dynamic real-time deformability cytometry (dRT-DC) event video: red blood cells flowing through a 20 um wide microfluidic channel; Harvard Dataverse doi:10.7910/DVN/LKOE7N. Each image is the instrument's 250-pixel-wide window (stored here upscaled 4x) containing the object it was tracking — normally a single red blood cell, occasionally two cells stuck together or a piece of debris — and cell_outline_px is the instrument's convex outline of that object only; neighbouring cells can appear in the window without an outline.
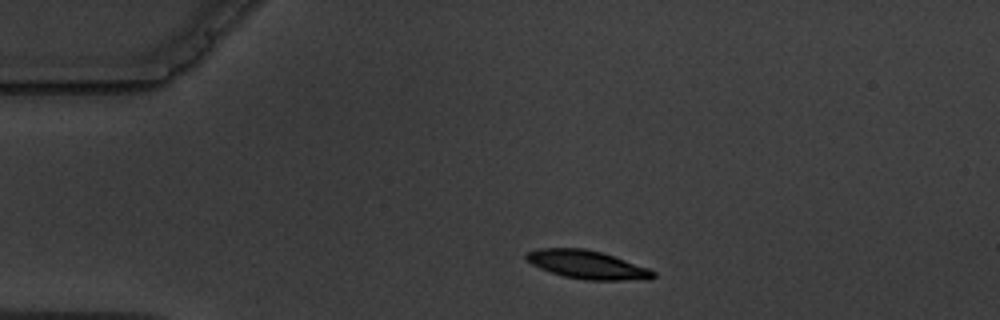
{"species": "common noctule bat (a hibernating species)", "species_latin": "Nyctalus noctula", "temperature_condition": "warm", "stored_images_in_passage": 13, "camera_frame_rate_fps": 3000, "um_per_image_px": 0.085, "animal": {"sex": "male", "body_mass_g": 19.5, "forearm_length_mm": 54.6}, "frame": {"image": 1, "passage_image": 1, "time_ms": 0.0, "image_size_px": [1000, 320], "cell_outline_px": [[656, 276], [648, 280], [584, 280], [564, 276], [540, 268], [532, 264], [524, 256], [528, 252], [536, 248], [584, 248], [600, 252], [648, 268], [656, 272]], "centroid_in_image_um": [49.92, 22.5], "position_along_channel_um": 35.1, "area_um2": 20.81}}
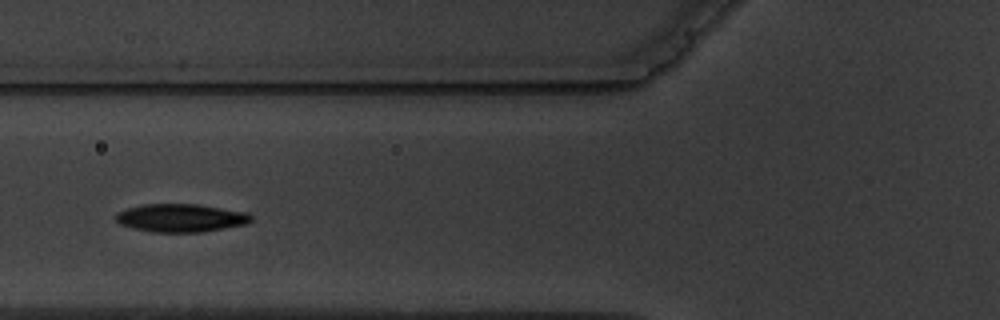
{"frame": {"image": 2, "passage_image": 4, "time_ms": 3.333, "image_size_px": [1000, 320], "cell_outline_px": [[252, 220], [248, 224], [204, 232], [152, 232], [132, 228], [120, 224], [112, 216], [116, 212], [124, 208], [140, 204], [196, 204], [248, 212], [252, 216]], "centroid_in_image_um": [15.33, 18.52], "position_along_channel_um": 110.5, "area_um2": 22.6}}
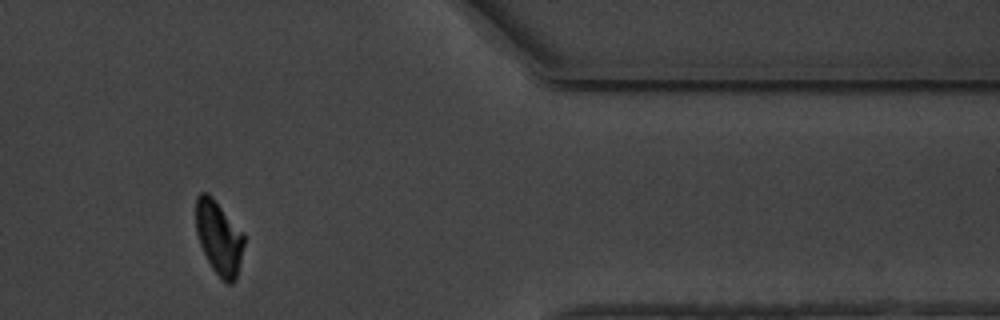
{"frame": {"image": 3, "passage_image": 11, "time_ms": 12.0, "image_size_px": [1000, 320], "cell_outline_px": [[244, 244], [236, 280], [232, 284], [228, 284], [212, 268], [200, 244], [196, 232], [196, 196], [200, 192], [208, 192], [212, 196], [244, 232]], "centroid_in_image_um": [18.61, 20.16], "position_along_channel_um": 392.8, "area_um2": 20.69}, "authors_computed_cell_mechanics": {"area_um2": 21.964, "velocity_mm_per_s": 3.5355, "shape_relaxation_time_tau1_ms": 3.4582, "shape_relaxation_time_tau2_ms": 2.1742, "deformation_change_tau1": 0.1605, "deformation_change_tau2": 0.0493}}